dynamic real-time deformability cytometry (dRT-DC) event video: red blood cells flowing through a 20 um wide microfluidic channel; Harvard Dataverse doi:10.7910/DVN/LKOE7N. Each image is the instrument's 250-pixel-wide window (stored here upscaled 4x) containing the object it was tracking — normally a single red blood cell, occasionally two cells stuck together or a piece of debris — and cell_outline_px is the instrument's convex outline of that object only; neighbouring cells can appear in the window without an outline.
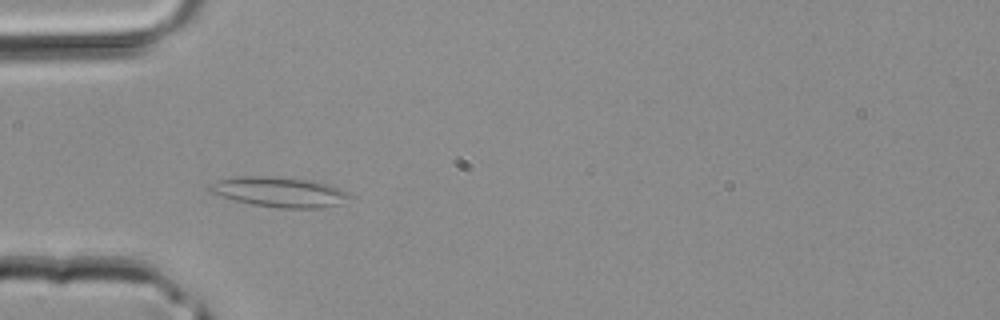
{"species": "common noctule bat (a hibernating species)", "species_latin": "Nyctalus noctula", "temperature_condition": "room temperature", "stored_images_in_passage": 39, "camera_frame_rate_fps": 3000, "um_per_image_px": 0.085, "animal": {"sex": "male", "body_mass_g": 20.4}, "frame": {"image": 1, "passage_image": 10, "time_ms": 3.0, "image_size_px": [1000, 320], "cell_outline_px": [[352, 196], [340, 204], [324, 208], [280, 208], [252, 204], [220, 196], [208, 192], [208, 184], [216, 180], [240, 176], [268, 176], [308, 180], [328, 184], [340, 188], [348, 192]], "centroid_in_image_um": [23.73, 16.32], "position_along_channel_um": 61.3, "area_um2": 24.57}}
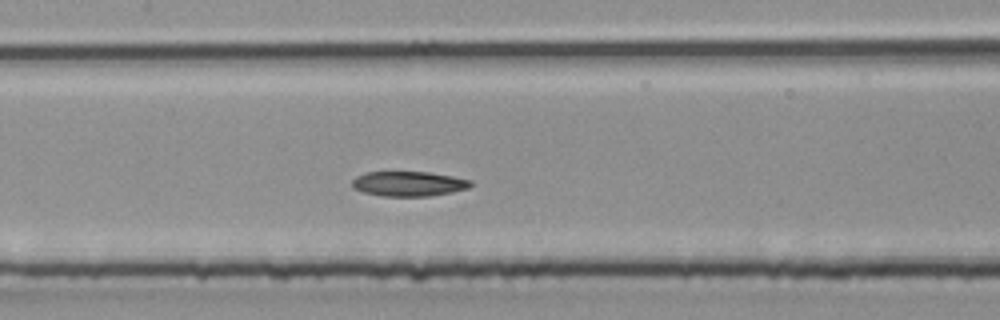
{"frame": {"image": 2, "passage_image": 17, "time_ms": 5.333, "image_size_px": [1000, 320], "cell_outline_px": [[472, 184], [468, 188], [452, 192], [428, 196], [380, 196], [364, 192], [352, 188], [352, 180], [356, 176], [368, 172], [428, 172], [452, 176], [472, 180]], "centroid_in_image_um": [34.72, 15.62], "position_along_channel_um": 172.7, "area_um2": 17.17}}
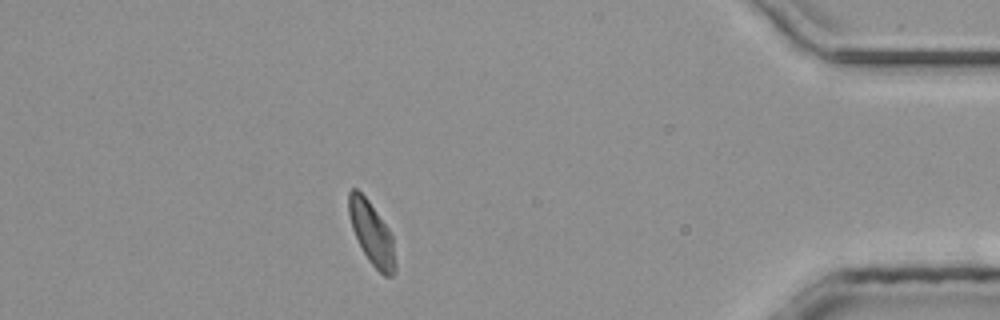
{"frame": {"image": 3, "passage_image": 34, "time_ms": 11.0, "image_size_px": [1000, 320], "cell_outline_px": [[396, 272], [392, 276], [384, 276], [368, 260], [352, 228], [348, 212], [348, 192], [352, 188], [356, 188], [368, 200], [388, 228], [392, 236], [396, 264]], "centroid_in_image_um": [31.6, 19.84], "position_along_channel_um": 403.6, "area_um2": 16.82}}